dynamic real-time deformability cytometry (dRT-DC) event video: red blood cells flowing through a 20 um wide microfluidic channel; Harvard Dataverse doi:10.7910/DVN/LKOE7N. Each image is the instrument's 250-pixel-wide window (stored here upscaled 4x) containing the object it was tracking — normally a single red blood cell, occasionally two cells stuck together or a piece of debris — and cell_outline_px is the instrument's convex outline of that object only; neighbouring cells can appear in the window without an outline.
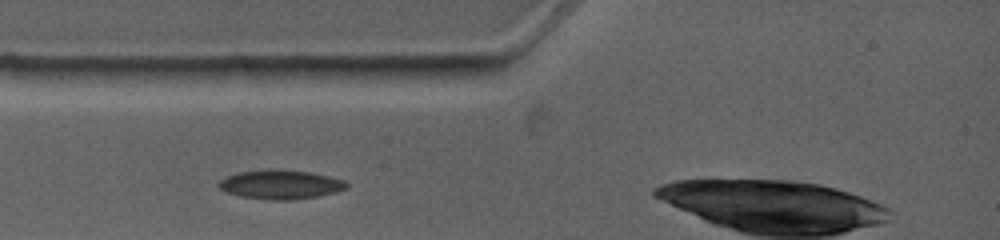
{"species": "common noctule bat (a hibernating species)", "species_latin": "Nyctalus noctula", "temperature_condition": "warm", "stored_images_in_passage": 4, "camera_frame_rate_fps": 4500, "um_per_image_px": 0.085, "animal": {"sex": "female", "body_mass_g": 19.0, "forearm_length_mm": 53.3}, "frame": {"image": 1, "passage_image": 3, "time_ms": 1.778, "image_size_px": [1000, 240], "cell_outline_px": [[348, 188], [336, 192], [320, 196], [292, 200], [272, 200], [240, 196], [228, 192], [220, 188], [220, 180], [236, 172], [268, 168], [308, 172], [328, 176], [344, 180], [348, 184]], "centroid_in_image_um": [23.87, 15.68], "position_along_channel_um": 61.1, "area_um2": 21.68}}
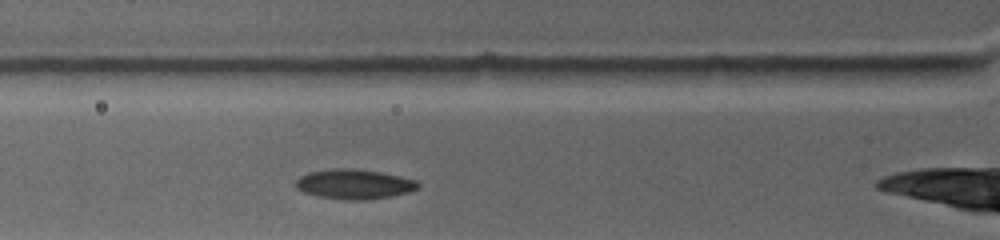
{"frame": {"image": 2, "passage_image": 4, "time_ms": 2.667, "image_size_px": [1000, 240], "cell_outline_px": [[420, 184], [416, 188], [408, 192], [388, 196], [364, 200], [352, 200], [316, 196], [304, 192], [296, 188], [296, 180], [300, 176], [308, 172], [332, 168], [348, 168], [380, 172], [416, 180]], "centroid_in_image_um": [30.05, 15.64], "position_along_channel_um": 95.7, "area_um2": 20.92}}